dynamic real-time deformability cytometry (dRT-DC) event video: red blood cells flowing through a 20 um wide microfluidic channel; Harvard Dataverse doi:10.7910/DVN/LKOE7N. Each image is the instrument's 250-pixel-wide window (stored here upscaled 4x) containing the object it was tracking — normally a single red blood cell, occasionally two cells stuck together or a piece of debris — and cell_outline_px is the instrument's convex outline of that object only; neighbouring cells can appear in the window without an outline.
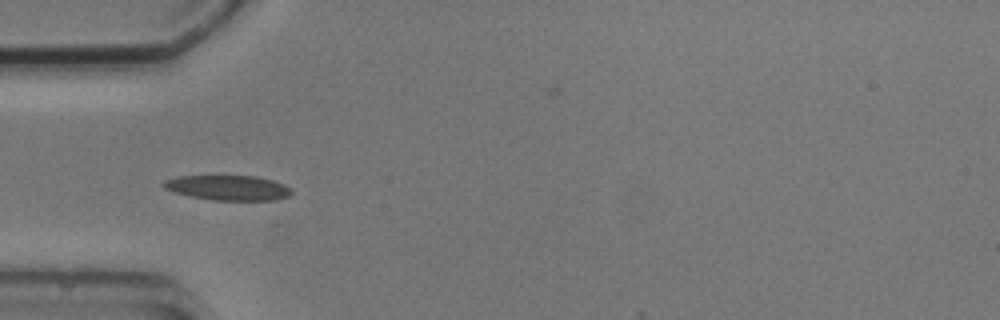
{"species": "common noctule bat (a hibernating species)", "species_latin": "Nyctalus noctula", "temperature_condition": "cold", "stored_images_in_passage": 8, "camera_frame_rate_fps": 3000, "um_per_image_px": 0.085, "animal": {"sex": "male", "body_mass_g": 20.5, "forearm_length_mm": 52.5}, "frame": {"image": 1, "passage_image": 4, "time_ms": 3.333, "image_size_px": [1000, 320], "cell_outline_px": [[292, 192], [288, 196], [276, 200], [212, 200], [192, 196], [176, 192], [164, 188], [160, 184], [164, 180], [176, 176], [256, 176], [272, 180], [284, 184], [292, 188]], "centroid_in_image_um": [19.39, 15.95], "position_along_channel_um": 65.6, "area_um2": 18.61}}